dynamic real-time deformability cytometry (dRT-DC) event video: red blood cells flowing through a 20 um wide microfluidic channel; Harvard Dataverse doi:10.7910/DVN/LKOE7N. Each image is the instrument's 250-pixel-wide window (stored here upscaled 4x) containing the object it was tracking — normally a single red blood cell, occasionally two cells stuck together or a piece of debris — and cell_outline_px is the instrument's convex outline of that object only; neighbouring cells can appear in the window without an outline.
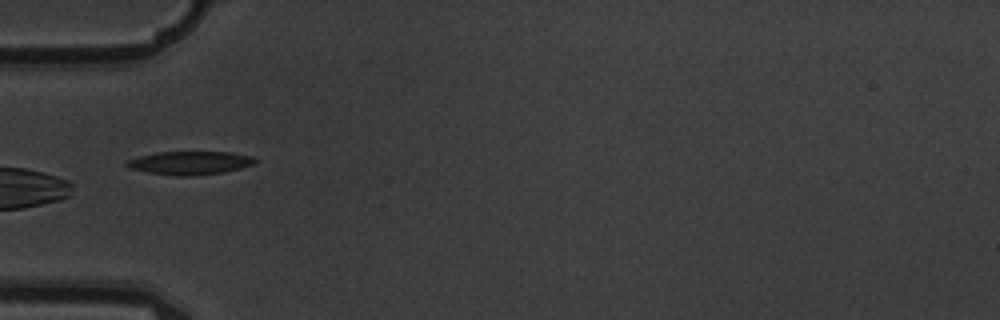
{"species": "common noctule bat (a hibernating species)", "species_latin": "Nyctalus noctula", "temperature_condition": "warm", "stored_images_in_passage": 7, "camera_frame_rate_fps": 3000, "um_per_image_px": 0.085, "animal": {"sex": "male", "body_mass_g": 19.5, "forearm_length_mm": 54.6}, "frame": {"image": 1, "passage_image": 5, "time_ms": 1.333, "image_size_px": [1000, 320], "cell_outline_px": [[256, 164], [224, 172], [188, 176], [176, 176], [148, 172], [128, 168], [124, 164], [124, 160], [156, 152], [228, 152], [252, 156], [256, 160]], "centroid_in_image_um": [16.1, 13.84], "position_along_channel_um": 68.9, "area_um2": 17.51}}
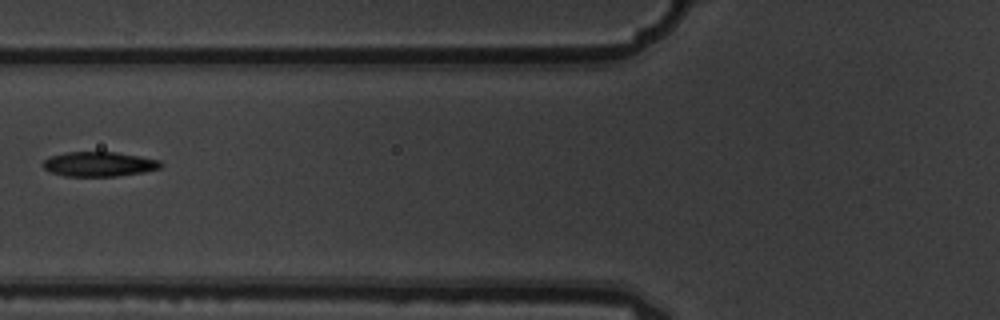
{"frame": {"image": 2, "passage_image": 6, "time_ms": 1.667, "image_size_px": [1000, 320], "cell_outline_px": [[164, 164], [160, 168], [144, 172], [116, 176], [64, 176], [52, 172], [44, 168], [44, 160], [48, 156], [64, 152], [116, 152], [140, 156], [160, 160]], "centroid_in_image_um": [8.44, 13.94], "position_along_channel_um": 117.4, "area_um2": 16.99}}
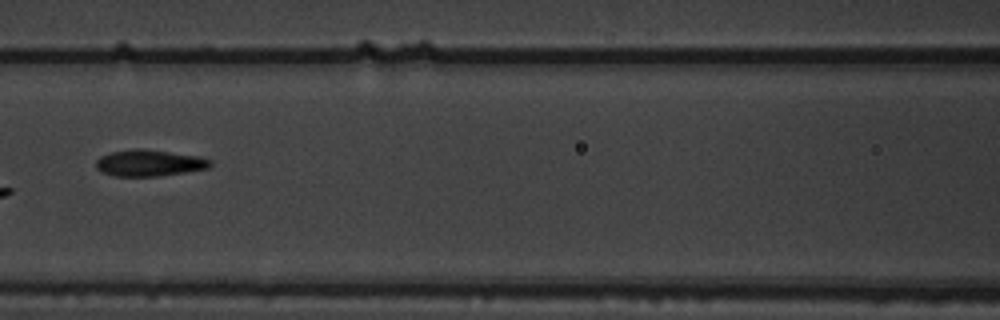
{"frame": {"image": 3, "passage_image": 7, "time_ms": 2.0, "image_size_px": [1000, 320], "cell_outline_px": [[212, 164], [208, 168], [184, 172], [156, 176], [112, 176], [96, 168], [96, 160], [100, 156], [112, 152], [136, 148], [144, 148], [200, 156], [212, 160]], "centroid_in_image_um": [12.7, 13.84], "position_along_channel_um": 153.9, "area_um2": 17.63}}